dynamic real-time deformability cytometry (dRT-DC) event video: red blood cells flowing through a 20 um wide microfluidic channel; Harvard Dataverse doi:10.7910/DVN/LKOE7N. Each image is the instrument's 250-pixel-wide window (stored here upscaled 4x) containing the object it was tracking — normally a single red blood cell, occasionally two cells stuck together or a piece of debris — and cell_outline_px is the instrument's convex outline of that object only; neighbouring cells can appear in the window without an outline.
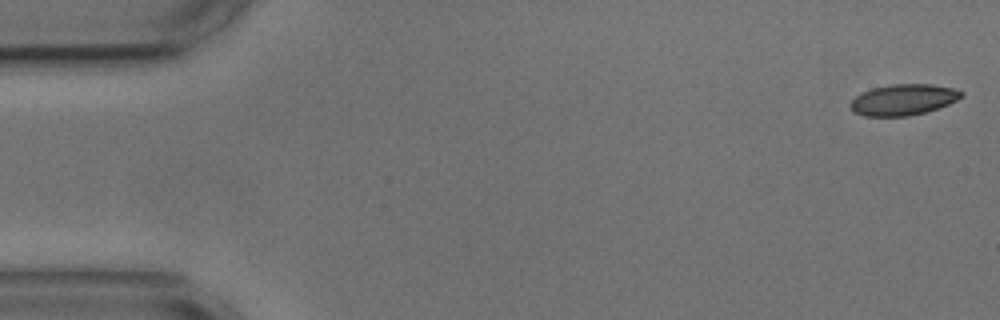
{"species": "common noctule bat (a hibernating species)", "species_latin": "Nyctalus noctula", "temperature_condition": "cold", "stored_images_in_passage": 55, "camera_frame_rate_fps": 3000, "um_per_image_px": 0.085, "animal": {"sex": "male", "body_mass_g": 17.9, "forearm_length_mm": 54.2}, "frame": {"image": 1, "passage_image": 1, "time_ms": 0.0, "image_size_px": [1000, 320], "cell_outline_px": [[964, 96], [948, 104], [924, 112], [908, 116], [864, 116], [852, 112], [848, 104], [856, 96], [872, 88], [892, 84], [932, 84], [956, 88], [964, 92]], "centroid_in_image_um": [76.78, 8.47], "position_along_channel_um": 8.2, "area_um2": 20.11}}
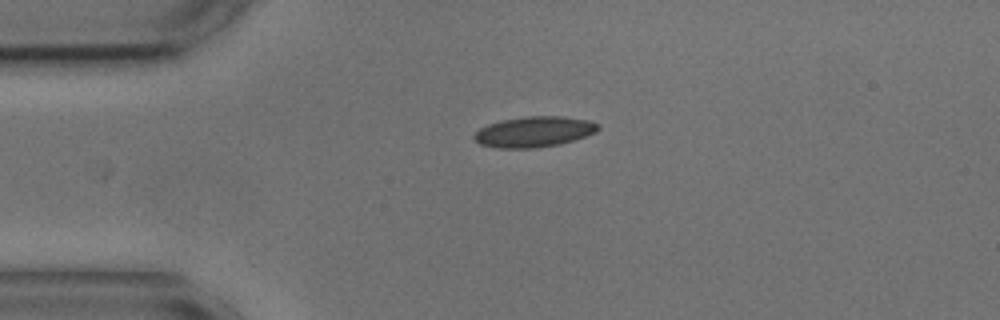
{"frame": {"image": 2, "passage_image": 12, "time_ms": 3.667, "image_size_px": [1000, 320], "cell_outline_px": [[600, 128], [596, 132], [560, 144], [536, 148], [496, 148], [480, 144], [472, 136], [480, 128], [488, 124], [500, 120], [528, 116], [560, 116], [588, 120], [600, 124]], "centroid_in_image_um": [45.38, 11.2], "position_along_channel_um": 39.6, "area_um2": 22.08}}
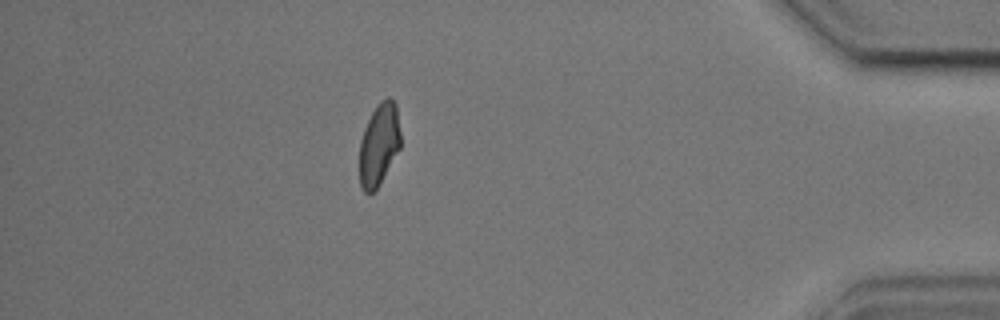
{"frame": {"image": 3, "passage_image": 48, "time_ms": 15.667, "image_size_px": [1000, 320], "cell_outline_px": [[400, 148], [380, 184], [372, 192], [364, 192], [360, 184], [360, 140], [364, 128], [376, 104], [380, 100], [388, 96], [396, 104], [400, 132]], "centroid_in_image_um": [32.22, 12.25], "position_along_channel_um": 403.0, "area_um2": 19.65}, "authors_computed_cell_mechanics": {"area_um2": 20.6924, "velocity_mm_per_s": 3.6006, "shape_relaxation_time_tau1_ms": 4.1763, "shape_relaxation_time_tau2_ms": 1.6724, "deformation_change_tau1": 0.1105, "deformation_change_tau2": 0.0673}}